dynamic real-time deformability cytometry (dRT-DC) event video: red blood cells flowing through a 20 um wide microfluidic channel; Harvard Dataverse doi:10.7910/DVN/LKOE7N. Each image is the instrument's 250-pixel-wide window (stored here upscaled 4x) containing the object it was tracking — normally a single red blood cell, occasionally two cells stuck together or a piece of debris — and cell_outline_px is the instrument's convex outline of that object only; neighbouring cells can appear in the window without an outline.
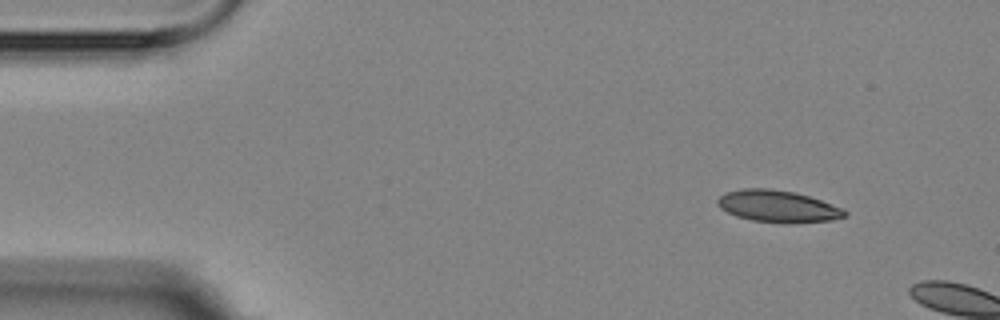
{"species": "Egyptian fruit bat (a non-hibernating species)", "species_latin": "Rousettus aegyptiacus", "temperature_condition": "room temperature", "stored_images_in_passage": 2, "camera_frame_rate_fps": 3000, "um_per_image_px": 0.085, "animal": {"sex": "female"}, "frame": {"image": 1, "passage_image": 1, "time_ms": 0.0, "image_size_px": [1000, 320], "cell_outline_px": [[848, 212], [844, 216], [832, 220], [792, 224], [784, 224], [752, 220], [736, 216], [720, 208], [716, 204], [716, 200], [724, 192], [744, 188], [768, 188], [796, 192], [844, 208]], "centroid_in_image_um": [66.1, 17.54], "position_along_channel_um": 18.9, "area_um2": 23.93}}